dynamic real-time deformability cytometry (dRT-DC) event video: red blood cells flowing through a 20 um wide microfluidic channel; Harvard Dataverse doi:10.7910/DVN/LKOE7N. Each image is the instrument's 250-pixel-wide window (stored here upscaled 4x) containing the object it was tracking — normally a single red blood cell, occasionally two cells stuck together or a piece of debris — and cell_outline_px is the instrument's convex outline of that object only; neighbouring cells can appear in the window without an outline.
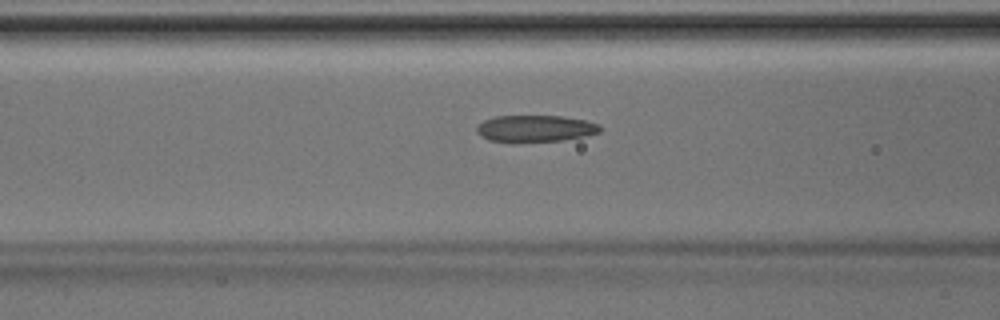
{"species": "Egyptian fruit bat (a non-hibernating species)", "species_latin": "Rousettus aegyptiacus", "temperature_condition": "room temperature", "stored_images_in_passage": 43, "camera_frame_rate_fps": 3000, "um_per_image_px": 0.085, "animal": {"sex": "male"}, "frame": {"image": 1, "passage_image": 19, "time_ms": 6.0, "image_size_px": [1000, 320], "cell_outline_px": [[604, 128], [600, 132], [584, 136], [564, 140], [488, 140], [480, 136], [476, 132], [476, 128], [484, 120], [496, 116], [560, 116], [584, 120], [600, 124]], "centroid_in_image_um": [45.54, 10.89], "position_along_channel_um": 121.1, "area_um2": 18.67}}
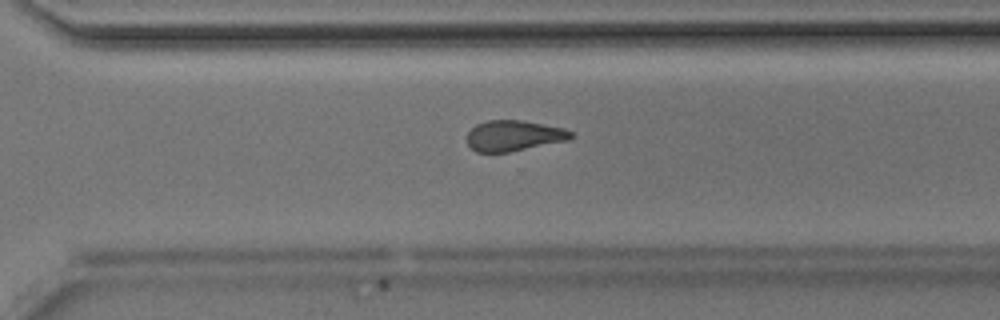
{"frame": {"image": 2, "passage_image": 33, "time_ms": 10.667, "image_size_px": [1000, 320], "cell_outline_px": [[572, 136], [568, 140], [508, 152], [476, 152], [468, 144], [468, 132], [476, 124], [488, 120], [520, 120], [564, 128], [572, 132]], "centroid_in_image_um": [43.66, 11.53], "position_along_channel_um": 326.9, "area_um2": 18.32}}
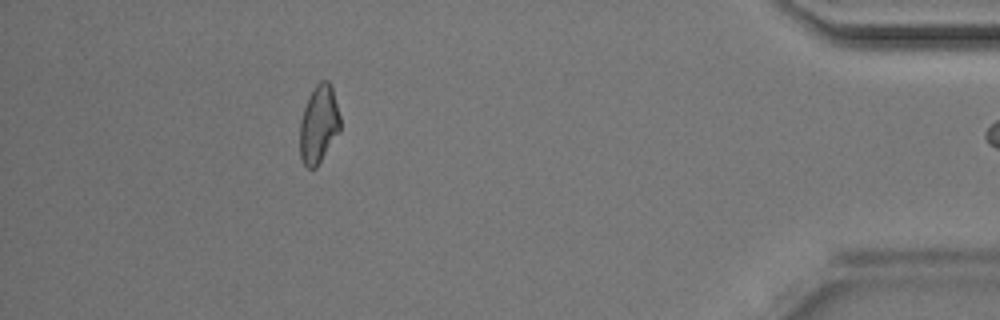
{"frame": {"image": 3, "passage_image": 42, "time_ms": 13.667, "image_size_px": [1000, 320], "cell_outline_px": [[340, 132], [316, 168], [308, 168], [304, 164], [300, 156], [300, 120], [308, 96], [316, 84], [320, 80], [328, 80], [332, 84], [340, 116]], "centroid_in_image_um": [27.11, 10.54], "position_along_channel_um": 408.1, "area_um2": 18.55}}